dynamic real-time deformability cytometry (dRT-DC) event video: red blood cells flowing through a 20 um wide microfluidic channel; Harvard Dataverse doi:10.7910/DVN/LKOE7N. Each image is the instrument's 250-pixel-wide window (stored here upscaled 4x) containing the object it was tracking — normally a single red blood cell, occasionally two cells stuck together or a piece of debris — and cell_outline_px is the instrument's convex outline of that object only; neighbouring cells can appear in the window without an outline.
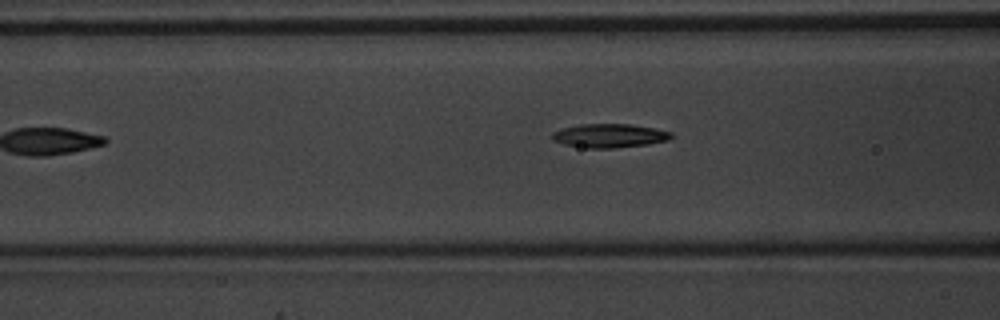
{"species": "common noctule bat (a hibernating species)", "species_latin": "Nyctalus noctula", "temperature_condition": "warm", "stored_images_in_passage": 5, "camera_frame_rate_fps": 3000, "um_per_image_px": 0.085, "animal": {"sex": "male", "body_mass_g": 20.1, "forearm_length_mm": 53.5}, "frame": {"image": 1, "passage_image": 3, "time_ms": 0.667, "image_size_px": [1000, 320], "cell_outline_px": [[672, 136], [668, 140], [648, 144], [616, 148], [588, 148], [564, 144], [552, 140], [552, 132], [564, 128], [580, 124], [628, 124], [652, 128], [672, 132]], "centroid_in_image_um": [51.79, 11.54], "position_along_channel_um": 114.8, "area_um2": 16.36}}
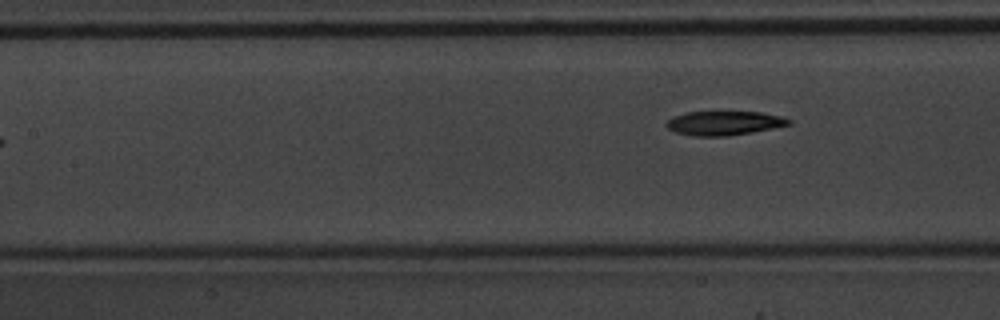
{"frame": {"image": 2, "passage_image": 5, "time_ms": 1.333, "image_size_px": [1000, 320], "cell_outline_px": [[792, 124], [752, 132], [728, 136], [692, 136], [676, 132], [668, 128], [664, 124], [668, 120], [676, 116], [688, 112], [760, 112], [784, 116], [792, 120]], "centroid_in_image_um": [61.59, 10.46], "position_along_channel_um": 145.8, "area_um2": 17.17}}